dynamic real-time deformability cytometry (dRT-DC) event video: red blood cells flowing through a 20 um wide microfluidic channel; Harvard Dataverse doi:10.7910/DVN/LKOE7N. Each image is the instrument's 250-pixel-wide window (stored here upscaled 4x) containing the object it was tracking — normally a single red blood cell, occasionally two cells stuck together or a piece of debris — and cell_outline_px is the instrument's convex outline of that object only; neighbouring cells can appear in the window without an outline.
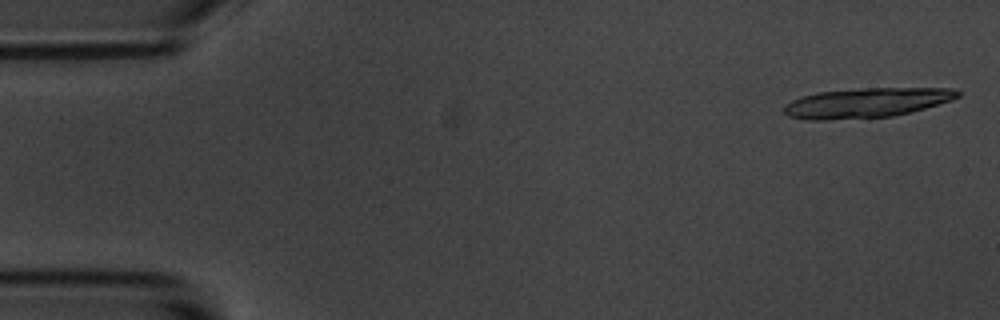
{"species": "common noctule bat (a hibernating species)", "species_latin": "Nyctalus noctula", "temperature_condition": "room temperature", "stored_images_in_passage": 6, "camera_frame_rate_fps": 3000, "um_per_image_px": 0.085, "animal": {"sex": "male", "body_mass_g": 20.1, "forearm_length_mm": 53.5}, "frame": {"image": 1, "passage_image": 1, "time_ms": 0.0, "image_size_px": [1000, 320], "cell_outline_px": [[960, 96], [952, 100], [924, 108], [892, 116], [828, 120], [804, 120], [788, 116], [784, 112], [784, 104], [792, 100], [816, 92], [860, 88], [952, 88], [960, 92]], "centroid_in_image_um": [73.61, 8.73], "position_along_channel_um": 11.4, "area_um2": 30.06}}